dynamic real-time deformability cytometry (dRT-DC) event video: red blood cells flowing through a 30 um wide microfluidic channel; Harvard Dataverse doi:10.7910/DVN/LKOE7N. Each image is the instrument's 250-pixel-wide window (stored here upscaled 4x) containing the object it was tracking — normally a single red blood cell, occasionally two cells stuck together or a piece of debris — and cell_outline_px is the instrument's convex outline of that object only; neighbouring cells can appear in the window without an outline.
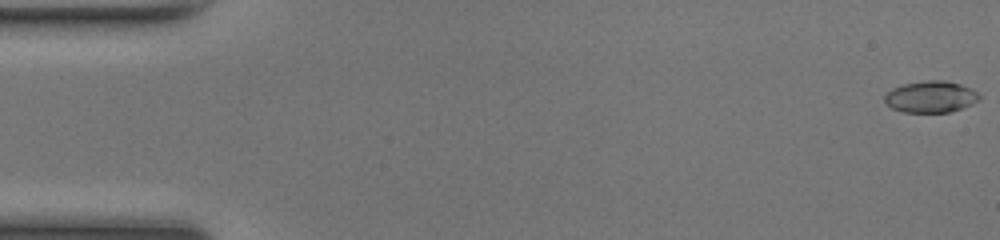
{"species": "common noctule bat (a hibernating species)", "species_latin": "Nyctalus noctula", "temperature_condition": "room temperature", "stored_images_in_passage": 50, "camera_frame_rate_fps": 3000, "um_per_image_px": 0.085, "animal": {"sex": "female", "body_mass_g": 17.0, "forearm_length_mm": 48.0}, "frame": {"image": 1, "passage_image": 1, "time_ms": 0.0, "image_size_px": [1000, 240], "cell_outline_px": [[980, 96], [976, 100], [960, 108], [948, 112], [904, 112], [892, 108], [884, 100], [884, 96], [892, 88], [904, 84], [928, 80], [944, 80], [960, 84], [976, 92]], "centroid_in_image_um": [79.05, 8.22], "position_along_channel_um": 5.9, "area_um2": 16.94}}
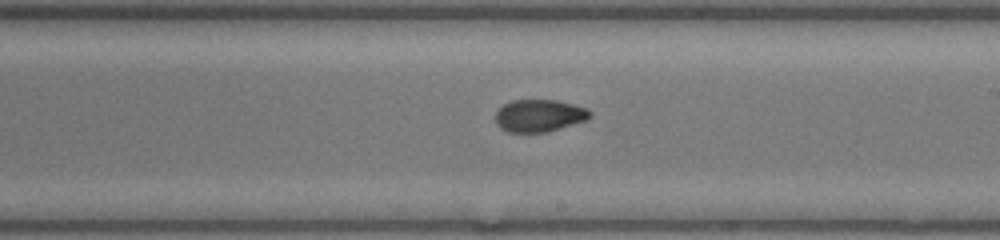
{"frame": {"image": 2, "passage_image": 29, "time_ms": 9.333, "image_size_px": [1000, 240], "cell_outline_px": [[592, 116], [588, 120], [548, 132], [508, 132], [500, 128], [496, 124], [496, 112], [504, 104], [512, 100], [556, 100], [572, 104], [584, 108], [592, 112]], "centroid_in_image_um": [45.85, 9.84], "position_along_channel_um": 243.2, "area_um2": 17.86}}
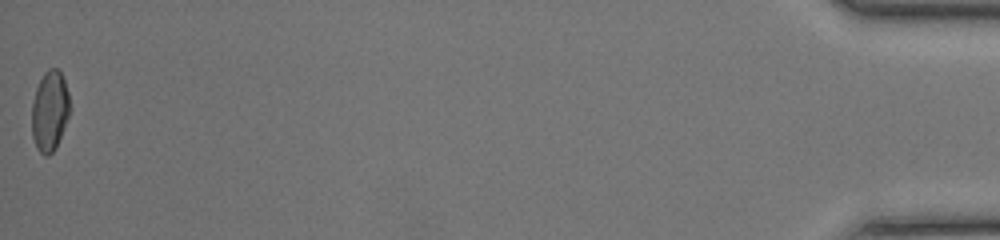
{"frame": {"image": 3, "passage_image": 50, "time_ms": 16.333, "image_size_px": [1000, 240], "cell_outline_px": [[68, 116], [56, 148], [48, 156], [44, 156], [36, 148], [32, 136], [32, 104], [36, 88], [44, 72], [48, 68], [56, 68], [60, 72], [64, 80], [68, 92]], "centroid_in_image_um": [4.2, 9.45], "position_along_channel_um": 431.0, "area_um2": 17.57}, "authors_computed_cell_mechanics": {"area_um2": 17.6579, "velocity_mm_per_s": 4.2288, "shape_relaxation_time_tau1_ms": 7.2912, "shape_relaxation_time_tau2_ms": 1.8427, "deformation_change_tau1": 0.2129, "deformation_change_tau2": 0.0614}}